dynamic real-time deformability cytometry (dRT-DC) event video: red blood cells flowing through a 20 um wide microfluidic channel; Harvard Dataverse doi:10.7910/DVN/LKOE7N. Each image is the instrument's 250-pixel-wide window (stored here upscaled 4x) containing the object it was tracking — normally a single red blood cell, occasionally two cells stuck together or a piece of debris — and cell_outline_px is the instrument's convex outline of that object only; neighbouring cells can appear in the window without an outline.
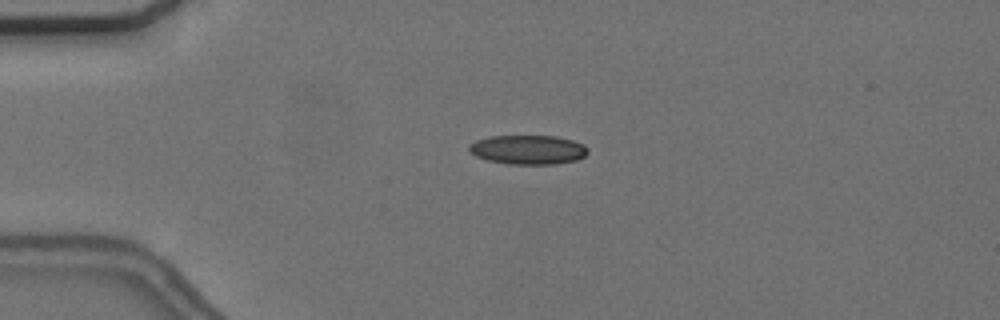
{"species": "common noctule bat (a hibernating species)", "species_latin": "Nyctalus noctula", "temperature_condition": "cold", "stored_images_in_passage": 5, "camera_frame_rate_fps": 3000, "um_per_image_px": 0.085, "animal": {"sex": "female", "body_mass_g": 24.6, "forearm_length_mm": 56.2}, "frame": {"image": 1, "passage_image": 1, "time_ms": 0.0, "image_size_px": [1000, 320], "cell_outline_px": [[588, 152], [584, 156], [576, 160], [556, 164], [508, 164], [488, 160], [476, 156], [468, 152], [468, 144], [476, 140], [488, 136], [556, 136], [572, 140], [584, 144], [588, 148]], "centroid_in_image_um": [44.86, 12.72], "position_along_channel_um": 40.1, "area_um2": 20.4}}